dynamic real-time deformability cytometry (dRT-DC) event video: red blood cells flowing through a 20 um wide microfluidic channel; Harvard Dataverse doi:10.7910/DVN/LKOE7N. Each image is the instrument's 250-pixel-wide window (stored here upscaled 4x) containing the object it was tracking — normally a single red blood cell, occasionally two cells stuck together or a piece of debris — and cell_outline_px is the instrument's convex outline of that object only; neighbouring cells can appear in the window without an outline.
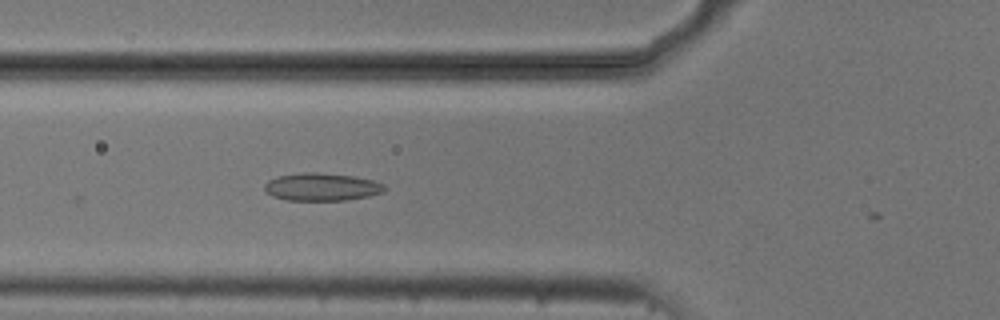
{"species": "common noctule bat (a hibernating species)", "species_latin": "Nyctalus noctula", "temperature_condition": "cold", "stored_images_in_passage": 5, "camera_frame_rate_fps": 3000, "um_per_image_px": 0.085, "animal": {"sex": "male", "body_mass_g": 20.5, "forearm_length_mm": 52.5}, "frame": {"image": 1, "passage_image": 4, "time_ms": 1.0, "image_size_px": [1000, 320], "cell_outline_px": [[388, 188], [384, 192], [368, 196], [344, 200], [288, 200], [272, 196], [264, 188], [264, 184], [268, 180], [276, 176], [304, 172], [320, 172], [352, 176], [372, 180], [384, 184]], "centroid_in_image_um": [27.35, 15.88], "position_along_channel_um": 98.5, "area_um2": 19.42}}